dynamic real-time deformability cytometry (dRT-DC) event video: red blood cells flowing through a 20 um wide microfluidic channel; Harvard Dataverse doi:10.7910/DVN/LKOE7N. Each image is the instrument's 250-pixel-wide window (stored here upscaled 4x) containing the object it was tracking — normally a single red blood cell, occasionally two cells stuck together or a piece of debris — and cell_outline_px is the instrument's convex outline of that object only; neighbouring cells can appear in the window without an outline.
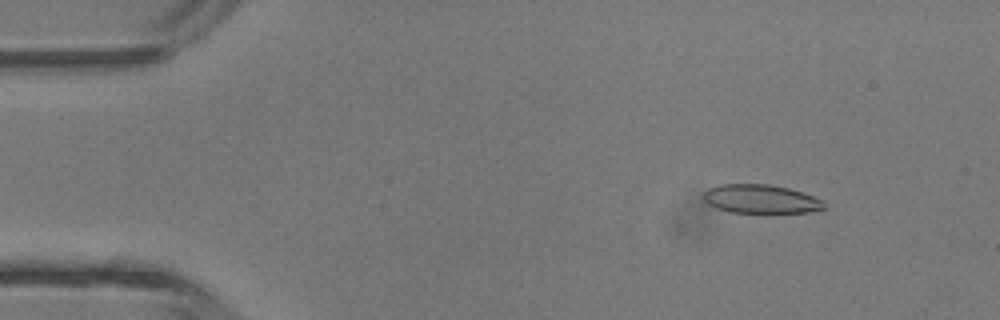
{"species": "common noctule bat (a hibernating species)", "species_latin": "Nyctalus noctula", "temperature_condition": "room temperature", "stored_images_in_passage": 4, "segment_of_instrument_passage": [2, 2], "camera_frame_rate_fps": 3000, "um_per_image_px": 0.085, "animal": {"sex": "male", "body_mass_g": 13.3}, "frame": {"image": 1, "passage_image": 4, "time_ms": 4.333, "image_size_px": [1000, 320], "cell_outline_px": [[824, 208], [808, 212], [768, 216], [728, 212], [716, 208], [708, 204], [704, 200], [704, 192], [708, 188], [720, 184], [768, 184], [788, 188], [824, 200]], "centroid_in_image_um": [64.66, 16.97], "position_along_channel_um": 20.3, "area_um2": 21.15}}